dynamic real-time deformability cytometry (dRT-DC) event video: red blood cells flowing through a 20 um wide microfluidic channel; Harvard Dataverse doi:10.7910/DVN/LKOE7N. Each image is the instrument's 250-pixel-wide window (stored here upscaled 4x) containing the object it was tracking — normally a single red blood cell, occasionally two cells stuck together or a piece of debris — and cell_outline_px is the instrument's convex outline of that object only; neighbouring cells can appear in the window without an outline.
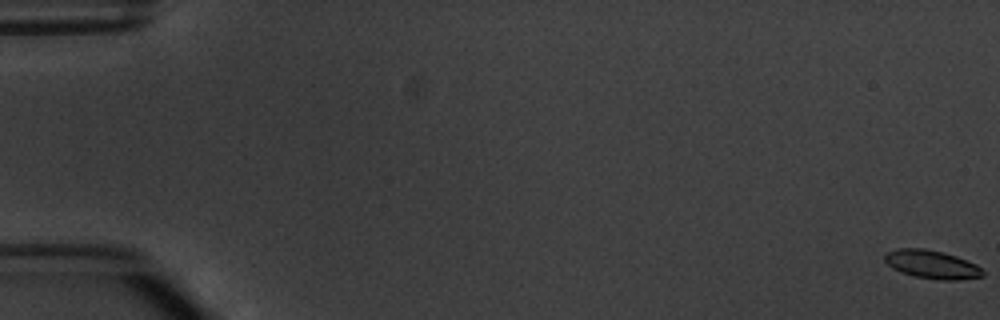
{"species": "common noctule bat (a hibernating species)", "species_latin": "Nyctalus noctula", "temperature_condition": "warm", "stored_images_in_passage": 5, "camera_frame_rate_fps": 3000, "um_per_image_px": 0.085, "animal": {"sex": "male", "body_mass_g": 20.1, "forearm_length_mm": 53.5}, "frame": {"image": 1, "passage_image": 1, "time_ms": 0.0, "image_size_px": [1000, 320], "cell_outline_px": [[984, 276], [956, 280], [940, 280], [916, 276], [900, 272], [892, 268], [884, 260], [884, 256], [888, 252], [896, 248], [924, 248], [944, 252], [956, 256], [976, 264], [984, 272]], "centroid_in_image_um": [79.2, 22.47], "position_along_channel_um": 5.8, "area_um2": 16.18}}
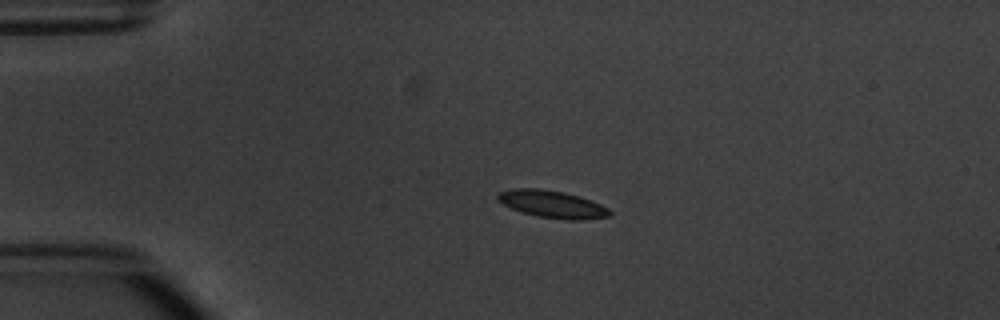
{"frame": {"image": 2, "passage_image": 4, "time_ms": 4.333, "image_size_px": [1000, 320], "cell_outline_px": [[612, 216], [584, 220], [568, 220], [536, 216], [520, 212], [496, 200], [496, 196], [500, 192], [516, 188], [540, 188], [564, 192], [580, 196], [600, 204], [608, 208], [612, 212]], "centroid_in_image_um": [46.96, 17.36], "position_along_channel_um": 38.0, "area_um2": 17.98}}